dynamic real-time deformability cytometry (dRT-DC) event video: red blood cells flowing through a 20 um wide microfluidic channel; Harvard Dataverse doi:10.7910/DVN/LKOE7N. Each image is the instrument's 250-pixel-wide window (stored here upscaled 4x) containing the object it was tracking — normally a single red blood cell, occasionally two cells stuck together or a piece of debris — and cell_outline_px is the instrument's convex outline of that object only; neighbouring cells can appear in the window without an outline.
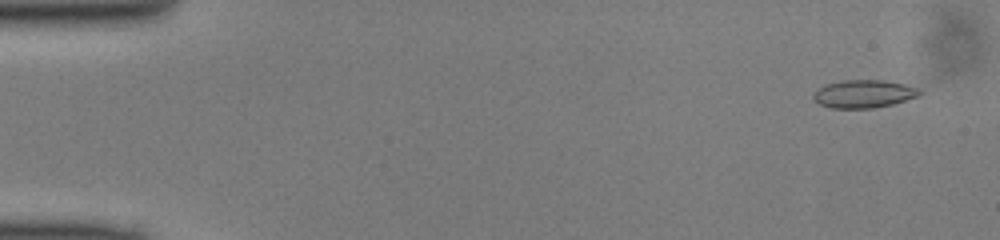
{"species": "common noctule bat (a hibernating species)", "species_latin": "Nyctalus noctula", "temperature_condition": "cold", "stored_images_in_passage": 49, "camera_frame_rate_fps": 3000, "um_per_image_px": 0.085, "animal": {"sex": "male", "body_mass_g": 13.0, "forearm_length_mm": 53.1}, "frame": {"image": 1, "passage_image": 3, "time_ms": 0.667, "image_size_px": [1000, 240], "cell_outline_px": [[924, 92], [920, 96], [892, 104], [872, 108], [828, 108], [812, 100], [812, 92], [824, 84], [840, 80], [884, 80], [904, 84], [916, 88]], "centroid_in_image_um": [73.37, 7.97], "position_along_channel_um": 11.6, "area_um2": 17.57}}
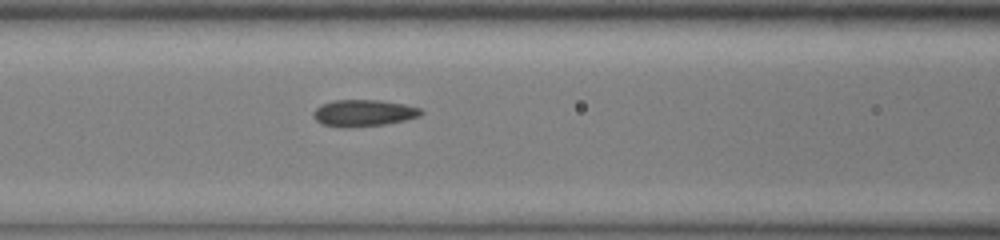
{"frame": {"image": 2, "passage_image": 21, "time_ms": 6.667, "image_size_px": [1000, 240], "cell_outline_px": [[424, 112], [420, 116], [404, 120], [384, 124], [352, 128], [344, 128], [324, 124], [316, 120], [316, 108], [320, 104], [332, 100], [380, 100], [404, 104], [420, 108]], "centroid_in_image_um": [30.93, 9.6], "position_along_channel_um": 135.7, "area_um2": 16.65}}
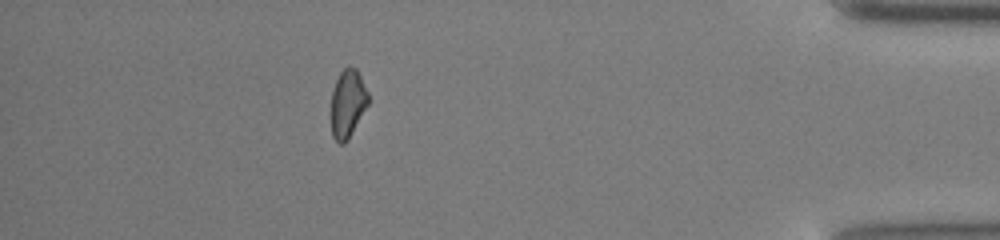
{"frame": {"image": 3, "passage_image": 44, "time_ms": 14.333, "image_size_px": [1000, 240], "cell_outline_px": [[368, 104], [348, 140], [344, 144], [340, 144], [332, 136], [332, 92], [336, 80], [340, 72], [348, 64], [356, 68], [368, 92]], "centroid_in_image_um": [29.56, 8.78], "position_along_channel_um": 405.6, "area_um2": 14.62}}